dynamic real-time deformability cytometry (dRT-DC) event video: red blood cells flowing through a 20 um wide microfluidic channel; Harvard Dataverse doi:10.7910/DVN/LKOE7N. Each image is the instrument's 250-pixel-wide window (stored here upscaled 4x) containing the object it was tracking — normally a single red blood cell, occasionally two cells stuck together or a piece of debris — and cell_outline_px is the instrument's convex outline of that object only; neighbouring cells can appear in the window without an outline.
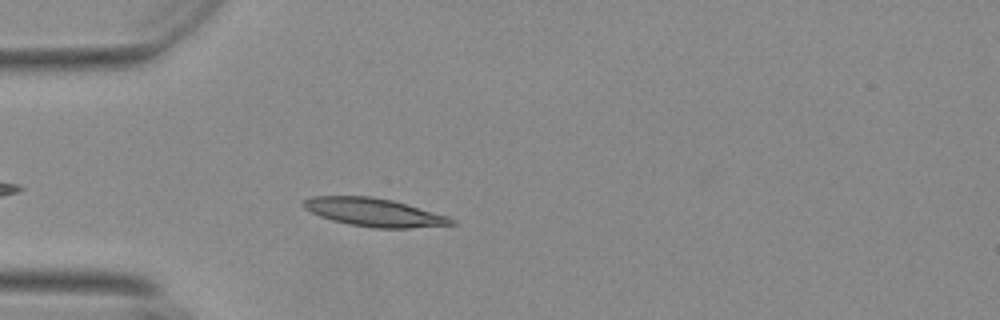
{"species": "Egyptian fruit bat (a non-hibernating species)", "species_latin": "Rousettus aegyptiacus", "temperature_condition": "warm", "stored_images_in_passage": 10, "camera_frame_rate_fps": 3000, "um_per_image_px": 0.085, "animal": {"sex": "female"}, "frame": {"image": 1, "passage_image": 5, "time_ms": 1.333, "image_size_px": [1000, 320], "cell_outline_px": [[456, 224], [408, 228], [376, 228], [348, 224], [332, 220], [320, 216], [304, 208], [300, 204], [304, 200], [312, 196], [372, 196], [392, 200], [448, 216], [456, 220]], "centroid_in_image_um": [31.78, 18.04], "position_along_channel_um": 53.2, "area_um2": 24.22}}
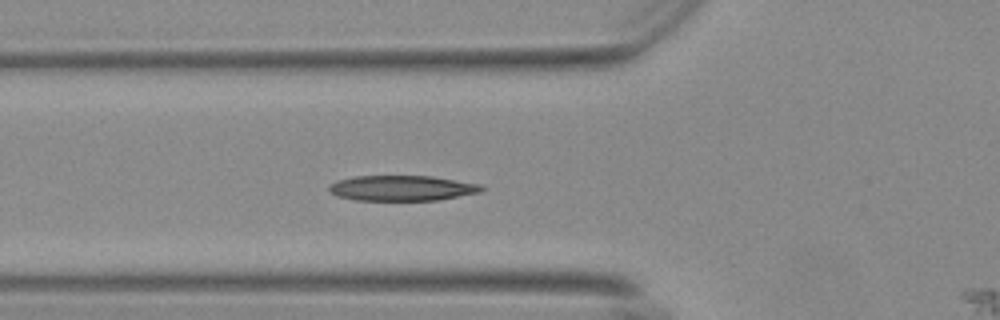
{"frame": {"image": 2, "passage_image": 9, "time_ms": 2.667, "image_size_px": [1000, 320], "cell_outline_px": [[488, 188], [480, 192], [436, 200], [356, 200], [336, 196], [328, 192], [328, 184], [336, 180], [356, 176], [432, 176], [480, 184]], "centroid_in_image_um": [34.12, 15.98], "position_along_channel_um": 91.7, "area_um2": 22.66}}